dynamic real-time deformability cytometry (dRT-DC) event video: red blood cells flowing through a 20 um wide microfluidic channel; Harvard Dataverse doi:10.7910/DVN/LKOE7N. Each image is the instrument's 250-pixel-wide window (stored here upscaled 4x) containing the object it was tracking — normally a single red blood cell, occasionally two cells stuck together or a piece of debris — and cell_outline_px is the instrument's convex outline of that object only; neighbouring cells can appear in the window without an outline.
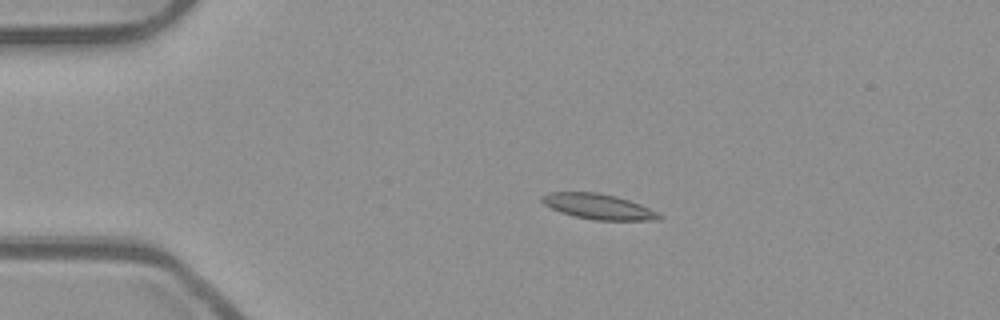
{"species": "common noctule bat (a hibernating species)", "species_latin": "Nyctalus noctula", "temperature_condition": "room temperature", "stored_images_in_passage": 46, "camera_frame_rate_fps": 3000, "um_per_image_px": 0.085, "animal": {"sex": "male", "body_mass_g": 23.1, "forearm_length_mm": 52.7}, "frame": {"image": 1, "passage_image": 4, "time_ms": 1.0, "image_size_px": [1000, 320], "cell_outline_px": [[664, 220], [596, 220], [576, 216], [560, 212], [544, 204], [540, 200], [540, 196], [548, 192], [596, 192], [616, 196], [640, 204], [664, 216]], "centroid_in_image_um": [50.86, 17.55], "position_along_channel_um": 34.1, "area_um2": 17.28}}
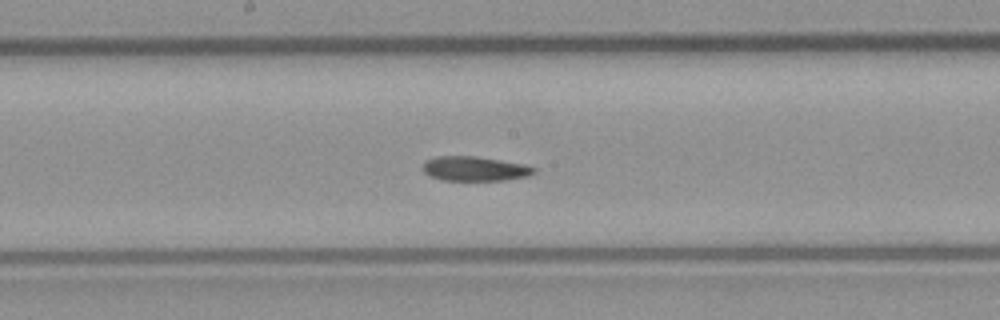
{"frame": {"image": 2, "passage_image": 21, "time_ms": 6.667, "image_size_px": [1000, 320], "cell_outline_px": [[536, 172], [528, 176], [504, 180], [440, 180], [428, 176], [420, 168], [424, 160], [436, 156], [472, 156], [524, 164], [536, 168]], "centroid_in_image_um": [40.27, 14.34], "position_along_channel_um": 207.9, "area_um2": 16.01}}
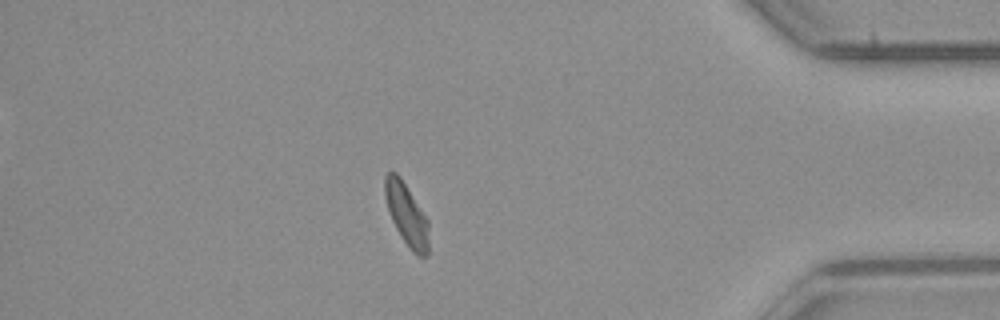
{"frame": {"image": 3, "passage_image": 39, "time_ms": 12.667, "image_size_px": [1000, 320], "cell_outline_px": [[428, 256], [416, 256], [412, 252], [400, 236], [392, 220], [384, 196], [384, 176], [388, 172], [396, 172], [400, 176], [428, 220]], "centroid_in_image_um": [34.55, 18.24], "position_along_channel_um": 400.7, "area_um2": 15.84}, "authors_computed_cell_mechanics": {"area_um2": 16.3285, "velocity_mm_per_s": 3.8742, "shape_relaxation_time_tau1_ms": 4.5225, "shape_relaxation_time_tau2_ms": 6.7381, "deformation_change_tau1": 0.142, "deformation_change_tau2": 0.1172}}